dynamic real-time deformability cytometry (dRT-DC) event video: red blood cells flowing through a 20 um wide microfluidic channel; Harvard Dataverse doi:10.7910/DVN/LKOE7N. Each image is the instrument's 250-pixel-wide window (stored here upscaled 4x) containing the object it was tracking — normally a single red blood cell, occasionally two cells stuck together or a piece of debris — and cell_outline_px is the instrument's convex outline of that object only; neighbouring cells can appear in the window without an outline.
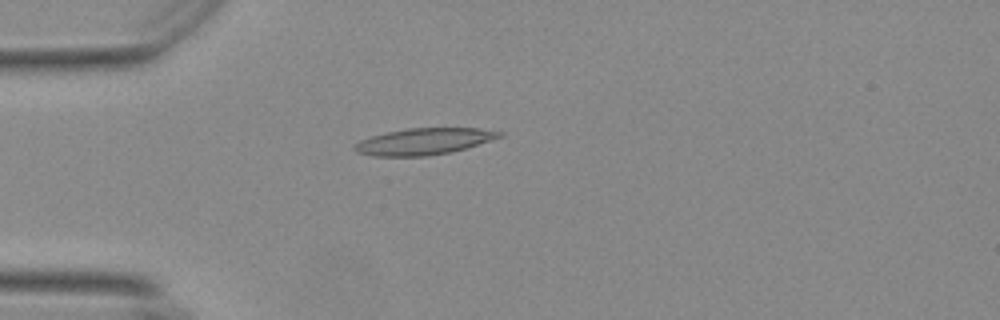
{"species": "Egyptian fruit bat (a non-hibernating species)", "species_latin": "Rousettus aegyptiacus", "temperature_condition": "warm", "stored_images_in_passage": 38, "camera_frame_rate_fps": 3000, "um_per_image_px": 0.085, "animal": {"sex": "female"}, "frame": {"image": 1, "passage_image": 4, "time_ms": 1.0, "image_size_px": [1000, 320], "cell_outline_px": [[504, 136], [452, 152], [424, 156], [372, 156], [356, 152], [352, 148], [360, 140], [372, 136], [388, 132], [408, 128], [476, 128], [504, 132]], "centroid_in_image_um": [36.03, 12.02], "position_along_channel_um": 49.0, "area_um2": 22.25}}
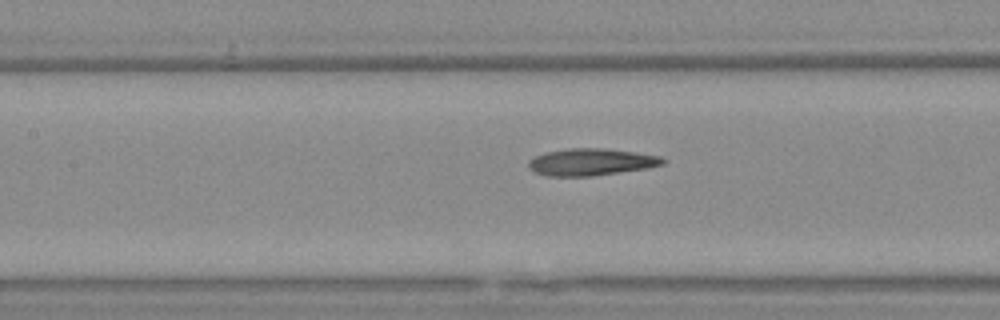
{"frame": {"image": 2, "passage_image": 14, "time_ms": 4.333, "image_size_px": [1000, 320], "cell_outline_px": [[668, 160], [664, 164], [648, 168], [592, 176], [548, 176], [536, 172], [528, 168], [528, 160], [544, 152], [568, 148], [604, 148], [660, 156]], "centroid_in_image_um": [50.24, 13.77], "position_along_channel_um": 157.2, "area_um2": 21.15}}
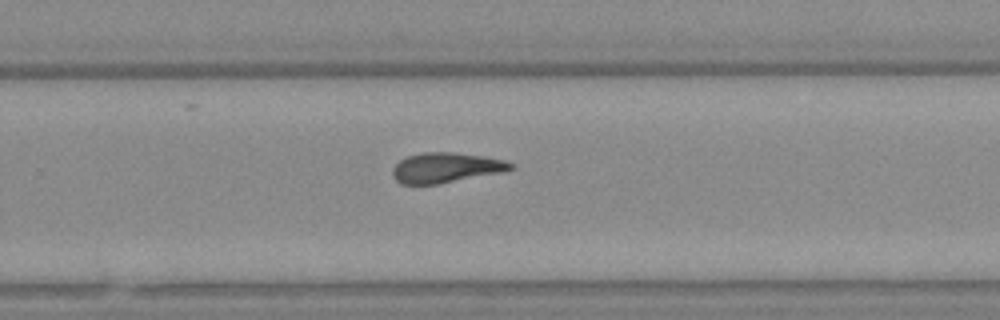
{"frame": {"image": 3, "passage_image": 25, "time_ms": 8.0, "image_size_px": [1000, 320], "cell_outline_px": [[512, 168], [500, 172], [436, 184], [400, 184], [392, 176], [392, 168], [400, 160], [408, 156], [424, 152], [452, 152], [484, 156], [504, 160], [512, 164]], "centroid_in_image_um": [37.83, 14.25], "position_along_channel_um": 292.0, "area_um2": 20.35}, "authors_computed_cell_mechanics": {"area_um2": 21.097, "velocity_mm_per_s": 3.6922, "shape_relaxation_time_tau1_ms": null, "shape_relaxation_time_tau2_ms": 3.0837, "deformation_change_tau1": null, "deformation_change_tau2": 0.1248}}